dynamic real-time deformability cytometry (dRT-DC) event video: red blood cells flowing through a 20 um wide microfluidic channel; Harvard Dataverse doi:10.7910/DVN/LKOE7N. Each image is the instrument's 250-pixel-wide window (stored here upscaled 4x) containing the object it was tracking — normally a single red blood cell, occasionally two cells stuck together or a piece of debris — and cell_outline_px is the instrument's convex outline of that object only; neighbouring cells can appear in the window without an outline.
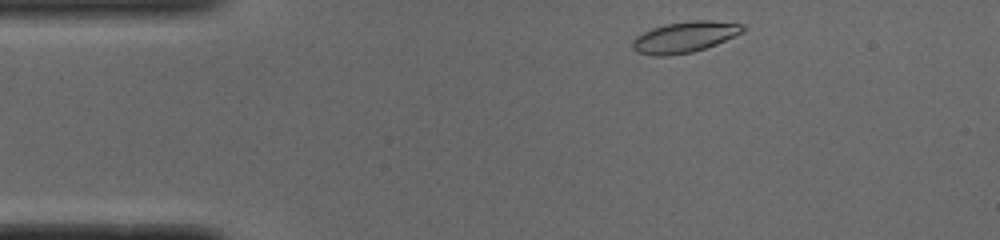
{"species": "common noctule bat (a hibernating species)", "species_latin": "Nyctalus noctula", "temperature_condition": "cold", "stored_images_in_passage": 44, "camera_frame_rate_fps": 3000, "um_per_image_px": 0.085, "animal": {"sex": "male", "body_mass_g": 19.0, "forearm_length_mm": 50.8}, "frame": {"image": 1, "passage_image": 1, "time_ms": 0.0, "image_size_px": [1000, 240], "cell_outline_px": [[744, 32], [716, 44], [692, 52], [668, 56], [652, 56], [636, 52], [632, 48], [632, 40], [636, 36], [652, 28], [668, 24], [692, 20], [712, 20], [744, 24]], "centroid_in_image_um": [58.19, 3.15], "position_along_channel_um": 26.8, "area_um2": 19.94}}
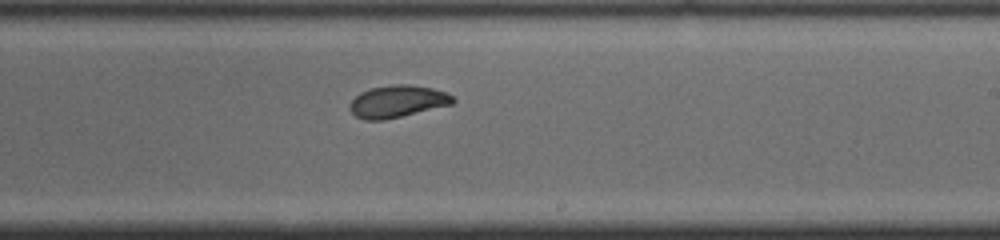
{"frame": {"image": 2, "passage_image": 23, "time_ms": 7.333, "image_size_px": [1000, 240], "cell_outline_px": [[456, 100], [452, 104], [384, 120], [364, 120], [356, 116], [352, 112], [348, 104], [360, 92], [372, 88], [396, 84], [408, 84], [432, 88], [444, 92], [452, 96]], "centroid_in_image_um": [33.76, 8.62], "position_along_channel_um": 255.2, "area_um2": 19.07}}
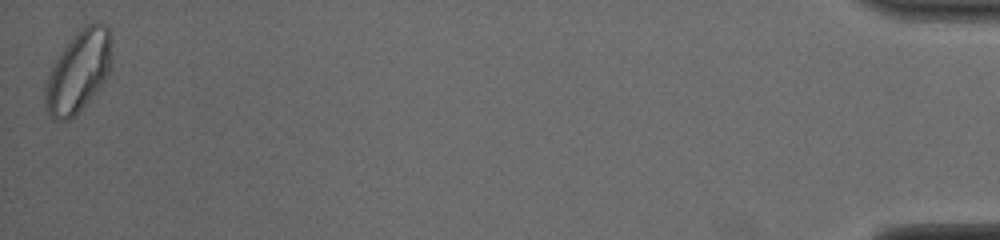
{"frame": {"image": 3, "passage_image": 44, "time_ms": 14.333, "image_size_px": [1000, 240], "cell_outline_px": [[112, 68], [108, 76], [100, 88], [68, 120], [56, 120], [48, 112], [44, 104], [44, 80], [60, 52], [72, 36], [84, 24], [96, 20], [108, 24], [112, 36]], "centroid_in_image_um": [6.7, 5.98], "position_along_channel_um": 428.5, "area_um2": 32.37}, "authors_computed_cell_mechanics": {"area_um2": 19.8254, "velocity_mm_per_s": 3.8591, "shape_relaxation_time_tau1_ms": 4.6184, "shape_relaxation_time_tau2_ms": 2.0986, "deformation_change_tau1": 0.1523, "deformation_change_tau2": 0.0632}}